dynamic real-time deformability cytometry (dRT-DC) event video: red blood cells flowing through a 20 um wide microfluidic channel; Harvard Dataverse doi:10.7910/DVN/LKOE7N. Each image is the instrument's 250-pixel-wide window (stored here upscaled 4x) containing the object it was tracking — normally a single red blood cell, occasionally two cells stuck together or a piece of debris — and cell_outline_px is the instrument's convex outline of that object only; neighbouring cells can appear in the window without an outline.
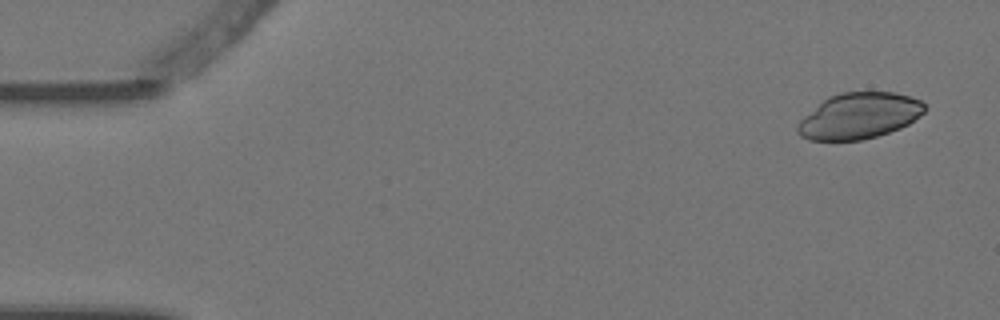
{"species": "Egyptian fruit bat (a non-hibernating species)", "species_latin": "Rousettus aegyptiacus", "temperature_condition": "warm", "stored_images_in_passage": 6, "camera_frame_rate_fps": 3000, "um_per_image_px": 0.085, "animal": {"sex": "female"}, "frame": {"image": 1, "passage_image": 1, "time_ms": 0.0, "image_size_px": [1000, 320], "cell_outline_px": [[928, 108], [920, 116], [908, 124], [900, 128], [876, 136], [860, 140], [808, 140], [800, 136], [796, 132], [796, 128], [800, 120], [804, 116], [828, 96], [840, 92], [896, 92], [920, 100]], "centroid_in_image_um": [73.02, 9.84], "position_along_channel_um": 12.0, "area_um2": 34.04}}